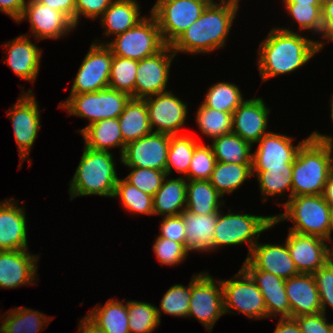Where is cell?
Returning <instances> with one entry per match:
<instances>
[{
  "label": "cell",
  "mask_w": 333,
  "mask_h": 333,
  "mask_svg": "<svg viewBox=\"0 0 333 333\" xmlns=\"http://www.w3.org/2000/svg\"><path fill=\"white\" fill-rule=\"evenodd\" d=\"M326 42L312 40L290 28H273L258 48V70L262 81L291 73L306 65Z\"/></svg>",
  "instance_id": "cell-1"
},
{
  "label": "cell",
  "mask_w": 333,
  "mask_h": 333,
  "mask_svg": "<svg viewBox=\"0 0 333 333\" xmlns=\"http://www.w3.org/2000/svg\"><path fill=\"white\" fill-rule=\"evenodd\" d=\"M239 2L220 0L210 4L198 20L171 45L175 53H211L226 46L231 26L238 14Z\"/></svg>",
  "instance_id": "cell-2"
},
{
  "label": "cell",
  "mask_w": 333,
  "mask_h": 333,
  "mask_svg": "<svg viewBox=\"0 0 333 333\" xmlns=\"http://www.w3.org/2000/svg\"><path fill=\"white\" fill-rule=\"evenodd\" d=\"M333 171V149L311 136L301 145L293 162L292 197L323 195Z\"/></svg>",
  "instance_id": "cell-3"
},
{
  "label": "cell",
  "mask_w": 333,
  "mask_h": 333,
  "mask_svg": "<svg viewBox=\"0 0 333 333\" xmlns=\"http://www.w3.org/2000/svg\"><path fill=\"white\" fill-rule=\"evenodd\" d=\"M113 154L84 146L81 160L70 181V201L78 196H105L113 198L118 182Z\"/></svg>",
  "instance_id": "cell-4"
},
{
  "label": "cell",
  "mask_w": 333,
  "mask_h": 333,
  "mask_svg": "<svg viewBox=\"0 0 333 333\" xmlns=\"http://www.w3.org/2000/svg\"><path fill=\"white\" fill-rule=\"evenodd\" d=\"M285 211L273 215L272 227L283 220H291L294 226L289 231L321 237L332 242L330 225V204L323 195H304L291 197L283 203Z\"/></svg>",
  "instance_id": "cell-5"
},
{
  "label": "cell",
  "mask_w": 333,
  "mask_h": 333,
  "mask_svg": "<svg viewBox=\"0 0 333 333\" xmlns=\"http://www.w3.org/2000/svg\"><path fill=\"white\" fill-rule=\"evenodd\" d=\"M274 216H256L247 213H232L230 210L227 214L219 211L214 239L213 251L224 246H236L243 243L249 245L250 254L252 247L258 242L260 234L272 228Z\"/></svg>",
  "instance_id": "cell-6"
},
{
  "label": "cell",
  "mask_w": 333,
  "mask_h": 333,
  "mask_svg": "<svg viewBox=\"0 0 333 333\" xmlns=\"http://www.w3.org/2000/svg\"><path fill=\"white\" fill-rule=\"evenodd\" d=\"M114 38L111 42L99 41L97 43L105 44L113 56L137 61L160 52L166 46L158 23L152 14Z\"/></svg>",
  "instance_id": "cell-7"
},
{
  "label": "cell",
  "mask_w": 333,
  "mask_h": 333,
  "mask_svg": "<svg viewBox=\"0 0 333 333\" xmlns=\"http://www.w3.org/2000/svg\"><path fill=\"white\" fill-rule=\"evenodd\" d=\"M131 97L115 89L105 88L97 92L70 94L59 108L69 115L89 120V124L108 118H118Z\"/></svg>",
  "instance_id": "cell-8"
},
{
  "label": "cell",
  "mask_w": 333,
  "mask_h": 333,
  "mask_svg": "<svg viewBox=\"0 0 333 333\" xmlns=\"http://www.w3.org/2000/svg\"><path fill=\"white\" fill-rule=\"evenodd\" d=\"M209 4L200 0H157L152 14L166 45L171 46Z\"/></svg>",
  "instance_id": "cell-9"
},
{
  "label": "cell",
  "mask_w": 333,
  "mask_h": 333,
  "mask_svg": "<svg viewBox=\"0 0 333 333\" xmlns=\"http://www.w3.org/2000/svg\"><path fill=\"white\" fill-rule=\"evenodd\" d=\"M192 276L187 317L198 319L206 331L211 333L215 323L225 314L221 280L215 282L207 271Z\"/></svg>",
  "instance_id": "cell-10"
},
{
  "label": "cell",
  "mask_w": 333,
  "mask_h": 333,
  "mask_svg": "<svg viewBox=\"0 0 333 333\" xmlns=\"http://www.w3.org/2000/svg\"><path fill=\"white\" fill-rule=\"evenodd\" d=\"M232 278L221 280L224 313L241 312L250 319L267 318L263 295L250 275L241 267Z\"/></svg>",
  "instance_id": "cell-11"
},
{
  "label": "cell",
  "mask_w": 333,
  "mask_h": 333,
  "mask_svg": "<svg viewBox=\"0 0 333 333\" xmlns=\"http://www.w3.org/2000/svg\"><path fill=\"white\" fill-rule=\"evenodd\" d=\"M7 112L12 122L19 157L23 163L30 156V150L41 126L39 105L33 90L28 88V92L22 91L16 103Z\"/></svg>",
  "instance_id": "cell-12"
},
{
  "label": "cell",
  "mask_w": 333,
  "mask_h": 333,
  "mask_svg": "<svg viewBox=\"0 0 333 333\" xmlns=\"http://www.w3.org/2000/svg\"><path fill=\"white\" fill-rule=\"evenodd\" d=\"M112 60L113 54L105 44L92 43L77 71L70 94L108 88Z\"/></svg>",
  "instance_id": "cell-13"
},
{
  "label": "cell",
  "mask_w": 333,
  "mask_h": 333,
  "mask_svg": "<svg viewBox=\"0 0 333 333\" xmlns=\"http://www.w3.org/2000/svg\"><path fill=\"white\" fill-rule=\"evenodd\" d=\"M177 54L166 45L160 52L138 61L135 99H145L168 91L171 63Z\"/></svg>",
  "instance_id": "cell-14"
},
{
  "label": "cell",
  "mask_w": 333,
  "mask_h": 333,
  "mask_svg": "<svg viewBox=\"0 0 333 333\" xmlns=\"http://www.w3.org/2000/svg\"><path fill=\"white\" fill-rule=\"evenodd\" d=\"M151 129L156 133L180 135L188 106L170 90L144 99ZM156 126L155 131L153 130Z\"/></svg>",
  "instance_id": "cell-15"
},
{
  "label": "cell",
  "mask_w": 333,
  "mask_h": 333,
  "mask_svg": "<svg viewBox=\"0 0 333 333\" xmlns=\"http://www.w3.org/2000/svg\"><path fill=\"white\" fill-rule=\"evenodd\" d=\"M170 135L152 132L126 145L121 163L126 167L166 170Z\"/></svg>",
  "instance_id": "cell-16"
},
{
  "label": "cell",
  "mask_w": 333,
  "mask_h": 333,
  "mask_svg": "<svg viewBox=\"0 0 333 333\" xmlns=\"http://www.w3.org/2000/svg\"><path fill=\"white\" fill-rule=\"evenodd\" d=\"M29 20L31 34L36 40L60 39L76 28L73 22L62 12L50 8L35 0H29L17 23Z\"/></svg>",
  "instance_id": "cell-17"
},
{
  "label": "cell",
  "mask_w": 333,
  "mask_h": 333,
  "mask_svg": "<svg viewBox=\"0 0 333 333\" xmlns=\"http://www.w3.org/2000/svg\"><path fill=\"white\" fill-rule=\"evenodd\" d=\"M287 247L299 273L313 274L329 261L327 240L289 231Z\"/></svg>",
  "instance_id": "cell-18"
},
{
  "label": "cell",
  "mask_w": 333,
  "mask_h": 333,
  "mask_svg": "<svg viewBox=\"0 0 333 333\" xmlns=\"http://www.w3.org/2000/svg\"><path fill=\"white\" fill-rule=\"evenodd\" d=\"M28 251H0V288L15 289L36 283L39 257Z\"/></svg>",
  "instance_id": "cell-19"
},
{
  "label": "cell",
  "mask_w": 333,
  "mask_h": 333,
  "mask_svg": "<svg viewBox=\"0 0 333 333\" xmlns=\"http://www.w3.org/2000/svg\"><path fill=\"white\" fill-rule=\"evenodd\" d=\"M263 98H252L244 102L232 113V132L252 146L269 131H266L269 113Z\"/></svg>",
  "instance_id": "cell-20"
},
{
  "label": "cell",
  "mask_w": 333,
  "mask_h": 333,
  "mask_svg": "<svg viewBox=\"0 0 333 333\" xmlns=\"http://www.w3.org/2000/svg\"><path fill=\"white\" fill-rule=\"evenodd\" d=\"M308 138L295 146L293 138L270 131L257 142L252 167H285V164H293L299 148Z\"/></svg>",
  "instance_id": "cell-21"
},
{
  "label": "cell",
  "mask_w": 333,
  "mask_h": 333,
  "mask_svg": "<svg viewBox=\"0 0 333 333\" xmlns=\"http://www.w3.org/2000/svg\"><path fill=\"white\" fill-rule=\"evenodd\" d=\"M246 260L255 269L272 273L284 280L300 274L290 256L286 241L282 245L262 244L258 241Z\"/></svg>",
  "instance_id": "cell-22"
},
{
  "label": "cell",
  "mask_w": 333,
  "mask_h": 333,
  "mask_svg": "<svg viewBox=\"0 0 333 333\" xmlns=\"http://www.w3.org/2000/svg\"><path fill=\"white\" fill-rule=\"evenodd\" d=\"M242 268L250 275L263 295L268 317L291 318V308L285 291V280L255 269L246 259Z\"/></svg>",
  "instance_id": "cell-23"
},
{
  "label": "cell",
  "mask_w": 333,
  "mask_h": 333,
  "mask_svg": "<svg viewBox=\"0 0 333 333\" xmlns=\"http://www.w3.org/2000/svg\"><path fill=\"white\" fill-rule=\"evenodd\" d=\"M15 200L0 202V251L28 249L26 211Z\"/></svg>",
  "instance_id": "cell-24"
},
{
  "label": "cell",
  "mask_w": 333,
  "mask_h": 333,
  "mask_svg": "<svg viewBox=\"0 0 333 333\" xmlns=\"http://www.w3.org/2000/svg\"><path fill=\"white\" fill-rule=\"evenodd\" d=\"M7 47L8 55L4 59L12 71L21 79L34 83L40 70L42 56L41 48H38L29 35H20L3 45Z\"/></svg>",
  "instance_id": "cell-25"
},
{
  "label": "cell",
  "mask_w": 333,
  "mask_h": 333,
  "mask_svg": "<svg viewBox=\"0 0 333 333\" xmlns=\"http://www.w3.org/2000/svg\"><path fill=\"white\" fill-rule=\"evenodd\" d=\"M291 318L321 312L319 292L312 274L300 273L285 280Z\"/></svg>",
  "instance_id": "cell-26"
},
{
  "label": "cell",
  "mask_w": 333,
  "mask_h": 333,
  "mask_svg": "<svg viewBox=\"0 0 333 333\" xmlns=\"http://www.w3.org/2000/svg\"><path fill=\"white\" fill-rule=\"evenodd\" d=\"M185 225V247L197 252L213 251L215 227L219 215L217 213L198 215L188 210L181 213Z\"/></svg>",
  "instance_id": "cell-27"
},
{
  "label": "cell",
  "mask_w": 333,
  "mask_h": 333,
  "mask_svg": "<svg viewBox=\"0 0 333 333\" xmlns=\"http://www.w3.org/2000/svg\"><path fill=\"white\" fill-rule=\"evenodd\" d=\"M84 141V146L96 151L110 152V148H120V158L124 153L126 144L120 131L118 118H108L79 130Z\"/></svg>",
  "instance_id": "cell-28"
},
{
  "label": "cell",
  "mask_w": 333,
  "mask_h": 333,
  "mask_svg": "<svg viewBox=\"0 0 333 333\" xmlns=\"http://www.w3.org/2000/svg\"><path fill=\"white\" fill-rule=\"evenodd\" d=\"M139 6L136 0H114L100 17L104 35L117 36L137 25L146 17Z\"/></svg>",
  "instance_id": "cell-29"
},
{
  "label": "cell",
  "mask_w": 333,
  "mask_h": 333,
  "mask_svg": "<svg viewBox=\"0 0 333 333\" xmlns=\"http://www.w3.org/2000/svg\"><path fill=\"white\" fill-rule=\"evenodd\" d=\"M167 177L153 196L154 214L162 217L179 215L186 209L187 179L182 176L175 179Z\"/></svg>",
  "instance_id": "cell-30"
},
{
  "label": "cell",
  "mask_w": 333,
  "mask_h": 333,
  "mask_svg": "<svg viewBox=\"0 0 333 333\" xmlns=\"http://www.w3.org/2000/svg\"><path fill=\"white\" fill-rule=\"evenodd\" d=\"M118 121L126 145L153 132L144 99L130 98Z\"/></svg>",
  "instance_id": "cell-31"
},
{
  "label": "cell",
  "mask_w": 333,
  "mask_h": 333,
  "mask_svg": "<svg viewBox=\"0 0 333 333\" xmlns=\"http://www.w3.org/2000/svg\"><path fill=\"white\" fill-rule=\"evenodd\" d=\"M223 196L209 180H187L186 210L205 215L217 213L224 206Z\"/></svg>",
  "instance_id": "cell-32"
},
{
  "label": "cell",
  "mask_w": 333,
  "mask_h": 333,
  "mask_svg": "<svg viewBox=\"0 0 333 333\" xmlns=\"http://www.w3.org/2000/svg\"><path fill=\"white\" fill-rule=\"evenodd\" d=\"M292 171L293 164H285V167H252V175L257 177L263 202L270 196H283L289 190L292 197ZM285 192V194H284Z\"/></svg>",
  "instance_id": "cell-33"
},
{
  "label": "cell",
  "mask_w": 333,
  "mask_h": 333,
  "mask_svg": "<svg viewBox=\"0 0 333 333\" xmlns=\"http://www.w3.org/2000/svg\"><path fill=\"white\" fill-rule=\"evenodd\" d=\"M125 303L111 298L101 307L94 306L86 315L105 333H130L127 301Z\"/></svg>",
  "instance_id": "cell-34"
},
{
  "label": "cell",
  "mask_w": 333,
  "mask_h": 333,
  "mask_svg": "<svg viewBox=\"0 0 333 333\" xmlns=\"http://www.w3.org/2000/svg\"><path fill=\"white\" fill-rule=\"evenodd\" d=\"M5 316L0 322V333H39L52 320L46 314L26 307L12 308Z\"/></svg>",
  "instance_id": "cell-35"
},
{
  "label": "cell",
  "mask_w": 333,
  "mask_h": 333,
  "mask_svg": "<svg viewBox=\"0 0 333 333\" xmlns=\"http://www.w3.org/2000/svg\"><path fill=\"white\" fill-rule=\"evenodd\" d=\"M252 164H234L216 161L209 182L224 197L237 190L244 182L251 178Z\"/></svg>",
  "instance_id": "cell-36"
},
{
  "label": "cell",
  "mask_w": 333,
  "mask_h": 333,
  "mask_svg": "<svg viewBox=\"0 0 333 333\" xmlns=\"http://www.w3.org/2000/svg\"><path fill=\"white\" fill-rule=\"evenodd\" d=\"M216 161L234 164H252V145L233 132L212 140Z\"/></svg>",
  "instance_id": "cell-37"
},
{
  "label": "cell",
  "mask_w": 333,
  "mask_h": 333,
  "mask_svg": "<svg viewBox=\"0 0 333 333\" xmlns=\"http://www.w3.org/2000/svg\"><path fill=\"white\" fill-rule=\"evenodd\" d=\"M196 138L192 135L180 134L170 135L169 150L166 162L167 176H169L173 169L177 173L188 175L190 162L195 150V147L199 144Z\"/></svg>",
  "instance_id": "cell-38"
},
{
  "label": "cell",
  "mask_w": 333,
  "mask_h": 333,
  "mask_svg": "<svg viewBox=\"0 0 333 333\" xmlns=\"http://www.w3.org/2000/svg\"><path fill=\"white\" fill-rule=\"evenodd\" d=\"M242 96L237 85L223 81L208 89L202 104L214 110L232 114L244 102Z\"/></svg>",
  "instance_id": "cell-39"
},
{
  "label": "cell",
  "mask_w": 333,
  "mask_h": 333,
  "mask_svg": "<svg viewBox=\"0 0 333 333\" xmlns=\"http://www.w3.org/2000/svg\"><path fill=\"white\" fill-rule=\"evenodd\" d=\"M121 200V205L128 212L154 215L153 196L144 193L125 179H118L113 198Z\"/></svg>",
  "instance_id": "cell-40"
},
{
  "label": "cell",
  "mask_w": 333,
  "mask_h": 333,
  "mask_svg": "<svg viewBox=\"0 0 333 333\" xmlns=\"http://www.w3.org/2000/svg\"><path fill=\"white\" fill-rule=\"evenodd\" d=\"M137 66V60L113 56L109 88L124 92L131 98H135Z\"/></svg>",
  "instance_id": "cell-41"
},
{
  "label": "cell",
  "mask_w": 333,
  "mask_h": 333,
  "mask_svg": "<svg viewBox=\"0 0 333 333\" xmlns=\"http://www.w3.org/2000/svg\"><path fill=\"white\" fill-rule=\"evenodd\" d=\"M195 118L202 134L212 140L232 132V114L229 112L214 110L201 104Z\"/></svg>",
  "instance_id": "cell-42"
},
{
  "label": "cell",
  "mask_w": 333,
  "mask_h": 333,
  "mask_svg": "<svg viewBox=\"0 0 333 333\" xmlns=\"http://www.w3.org/2000/svg\"><path fill=\"white\" fill-rule=\"evenodd\" d=\"M156 309V306L148 302L127 301L129 332L152 333L161 323Z\"/></svg>",
  "instance_id": "cell-43"
},
{
  "label": "cell",
  "mask_w": 333,
  "mask_h": 333,
  "mask_svg": "<svg viewBox=\"0 0 333 333\" xmlns=\"http://www.w3.org/2000/svg\"><path fill=\"white\" fill-rule=\"evenodd\" d=\"M191 299V281L188 286L174 284L163 295L157 315L161 322V312L177 317L187 318ZM162 310V311H161Z\"/></svg>",
  "instance_id": "cell-44"
},
{
  "label": "cell",
  "mask_w": 333,
  "mask_h": 333,
  "mask_svg": "<svg viewBox=\"0 0 333 333\" xmlns=\"http://www.w3.org/2000/svg\"><path fill=\"white\" fill-rule=\"evenodd\" d=\"M285 10L297 22L300 30H310L314 35L321 32L322 28V5L284 3Z\"/></svg>",
  "instance_id": "cell-45"
},
{
  "label": "cell",
  "mask_w": 333,
  "mask_h": 333,
  "mask_svg": "<svg viewBox=\"0 0 333 333\" xmlns=\"http://www.w3.org/2000/svg\"><path fill=\"white\" fill-rule=\"evenodd\" d=\"M215 164L216 158L212 146L199 143L195 147L188 175L185 178L187 180H209Z\"/></svg>",
  "instance_id": "cell-46"
},
{
  "label": "cell",
  "mask_w": 333,
  "mask_h": 333,
  "mask_svg": "<svg viewBox=\"0 0 333 333\" xmlns=\"http://www.w3.org/2000/svg\"><path fill=\"white\" fill-rule=\"evenodd\" d=\"M132 171L125 177V180L131 185L136 186L146 194L154 196L161 188L164 179L167 176L165 171L154 170L150 168L128 167Z\"/></svg>",
  "instance_id": "cell-47"
},
{
  "label": "cell",
  "mask_w": 333,
  "mask_h": 333,
  "mask_svg": "<svg viewBox=\"0 0 333 333\" xmlns=\"http://www.w3.org/2000/svg\"><path fill=\"white\" fill-rule=\"evenodd\" d=\"M154 253L161 265H179L183 262L189 251L185 244L175 242L158 236L153 244Z\"/></svg>",
  "instance_id": "cell-48"
},
{
  "label": "cell",
  "mask_w": 333,
  "mask_h": 333,
  "mask_svg": "<svg viewBox=\"0 0 333 333\" xmlns=\"http://www.w3.org/2000/svg\"><path fill=\"white\" fill-rule=\"evenodd\" d=\"M312 275L319 292L321 312L326 314L327 305L333 310V264L328 261Z\"/></svg>",
  "instance_id": "cell-49"
},
{
  "label": "cell",
  "mask_w": 333,
  "mask_h": 333,
  "mask_svg": "<svg viewBox=\"0 0 333 333\" xmlns=\"http://www.w3.org/2000/svg\"><path fill=\"white\" fill-rule=\"evenodd\" d=\"M114 0H75V27L81 16L90 19L101 17Z\"/></svg>",
  "instance_id": "cell-50"
},
{
  "label": "cell",
  "mask_w": 333,
  "mask_h": 333,
  "mask_svg": "<svg viewBox=\"0 0 333 333\" xmlns=\"http://www.w3.org/2000/svg\"><path fill=\"white\" fill-rule=\"evenodd\" d=\"M302 333H332V323H328L326 314L300 315L294 318Z\"/></svg>",
  "instance_id": "cell-51"
},
{
  "label": "cell",
  "mask_w": 333,
  "mask_h": 333,
  "mask_svg": "<svg viewBox=\"0 0 333 333\" xmlns=\"http://www.w3.org/2000/svg\"><path fill=\"white\" fill-rule=\"evenodd\" d=\"M160 232L161 238L185 244V225L182 215L164 216L160 224Z\"/></svg>",
  "instance_id": "cell-52"
},
{
  "label": "cell",
  "mask_w": 333,
  "mask_h": 333,
  "mask_svg": "<svg viewBox=\"0 0 333 333\" xmlns=\"http://www.w3.org/2000/svg\"><path fill=\"white\" fill-rule=\"evenodd\" d=\"M27 2L28 0H0V11L10 16L17 23Z\"/></svg>",
  "instance_id": "cell-53"
},
{
  "label": "cell",
  "mask_w": 333,
  "mask_h": 333,
  "mask_svg": "<svg viewBox=\"0 0 333 333\" xmlns=\"http://www.w3.org/2000/svg\"><path fill=\"white\" fill-rule=\"evenodd\" d=\"M65 14L75 26V0H35Z\"/></svg>",
  "instance_id": "cell-54"
},
{
  "label": "cell",
  "mask_w": 333,
  "mask_h": 333,
  "mask_svg": "<svg viewBox=\"0 0 333 333\" xmlns=\"http://www.w3.org/2000/svg\"><path fill=\"white\" fill-rule=\"evenodd\" d=\"M273 333H302L294 318H280Z\"/></svg>",
  "instance_id": "cell-55"
},
{
  "label": "cell",
  "mask_w": 333,
  "mask_h": 333,
  "mask_svg": "<svg viewBox=\"0 0 333 333\" xmlns=\"http://www.w3.org/2000/svg\"><path fill=\"white\" fill-rule=\"evenodd\" d=\"M78 328V333H105L87 315L80 320Z\"/></svg>",
  "instance_id": "cell-56"
},
{
  "label": "cell",
  "mask_w": 333,
  "mask_h": 333,
  "mask_svg": "<svg viewBox=\"0 0 333 333\" xmlns=\"http://www.w3.org/2000/svg\"><path fill=\"white\" fill-rule=\"evenodd\" d=\"M321 37L333 42V18H322Z\"/></svg>",
  "instance_id": "cell-57"
},
{
  "label": "cell",
  "mask_w": 333,
  "mask_h": 333,
  "mask_svg": "<svg viewBox=\"0 0 333 333\" xmlns=\"http://www.w3.org/2000/svg\"><path fill=\"white\" fill-rule=\"evenodd\" d=\"M331 119L333 122V106H331ZM315 141L327 145L329 147H333V137L330 135H322V133H319L318 131H313L310 135Z\"/></svg>",
  "instance_id": "cell-58"
},
{
  "label": "cell",
  "mask_w": 333,
  "mask_h": 333,
  "mask_svg": "<svg viewBox=\"0 0 333 333\" xmlns=\"http://www.w3.org/2000/svg\"><path fill=\"white\" fill-rule=\"evenodd\" d=\"M323 197L330 205H333V171L328 176Z\"/></svg>",
  "instance_id": "cell-59"
},
{
  "label": "cell",
  "mask_w": 333,
  "mask_h": 333,
  "mask_svg": "<svg viewBox=\"0 0 333 333\" xmlns=\"http://www.w3.org/2000/svg\"><path fill=\"white\" fill-rule=\"evenodd\" d=\"M322 18H333V0H322Z\"/></svg>",
  "instance_id": "cell-60"
},
{
  "label": "cell",
  "mask_w": 333,
  "mask_h": 333,
  "mask_svg": "<svg viewBox=\"0 0 333 333\" xmlns=\"http://www.w3.org/2000/svg\"><path fill=\"white\" fill-rule=\"evenodd\" d=\"M284 3L322 5V0H283Z\"/></svg>",
  "instance_id": "cell-61"
},
{
  "label": "cell",
  "mask_w": 333,
  "mask_h": 333,
  "mask_svg": "<svg viewBox=\"0 0 333 333\" xmlns=\"http://www.w3.org/2000/svg\"><path fill=\"white\" fill-rule=\"evenodd\" d=\"M330 225H331V232H333V205H330Z\"/></svg>",
  "instance_id": "cell-62"
},
{
  "label": "cell",
  "mask_w": 333,
  "mask_h": 333,
  "mask_svg": "<svg viewBox=\"0 0 333 333\" xmlns=\"http://www.w3.org/2000/svg\"><path fill=\"white\" fill-rule=\"evenodd\" d=\"M329 261L333 264V248L331 247H329Z\"/></svg>",
  "instance_id": "cell-63"
},
{
  "label": "cell",
  "mask_w": 333,
  "mask_h": 333,
  "mask_svg": "<svg viewBox=\"0 0 333 333\" xmlns=\"http://www.w3.org/2000/svg\"><path fill=\"white\" fill-rule=\"evenodd\" d=\"M200 1L207 2L209 5L216 3V1H214V0H200Z\"/></svg>",
  "instance_id": "cell-64"
},
{
  "label": "cell",
  "mask_w": 333,
  "mask_h": 333,
  "mask_svg": "<svg viewBox=\"0 0 333 333\" xmlns=\"http://www.w3.org/2000/svg\"><path fill=\"white\" fill-rule=\"evenodd\" d=\"M330 100H331V101H330V104H331V106H333V93H332V97H331Z\"/></svg>",
  "instance_id": "cell-65"
}]
</instances>
